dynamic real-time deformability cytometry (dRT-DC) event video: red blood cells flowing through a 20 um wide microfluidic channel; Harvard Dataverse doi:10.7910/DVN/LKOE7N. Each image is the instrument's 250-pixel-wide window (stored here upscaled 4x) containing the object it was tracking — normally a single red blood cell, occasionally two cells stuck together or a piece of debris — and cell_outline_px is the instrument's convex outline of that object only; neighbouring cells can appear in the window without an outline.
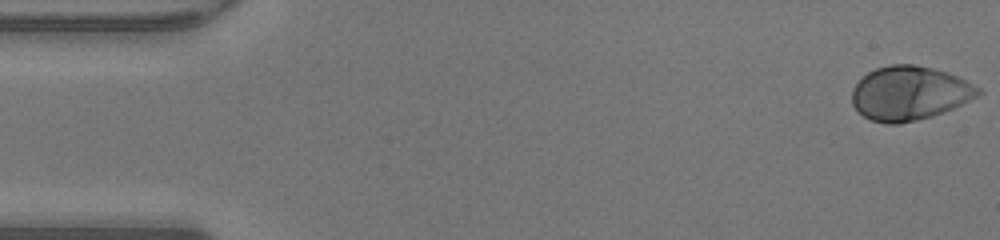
{"species": "human", "species_latin": "Homo sapiens", "temperature_condition": "warm", "stored_images_in_passage": 48, "camera_frame_rate_fps": 3000, "um_per_image_px": 0.085, "donor": {"sex": "male"}, "frame": {"image": 1, "passage_image": 1, "time_ms": 0.0, "image_size_px": [1000, 240], "cell_outline_px": [[980, 92], [976, 96], [944, 112], [932, 116], [900, 124], [888, 124], [872, 120], [864, 116], [852, 104], [852, 88], [868, 72], [876, 68], [892, 64], [912, 64], [932, 68], [948, 72], [980, 88]], "centroid_in_image_um": [77.27, 7.92], "position_along_channel_um": 7.7, "area_um2": 39.3}}
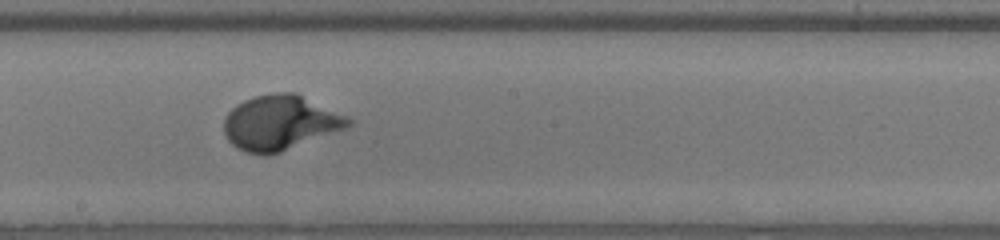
{"frame": {"image": 2, "passage_image": 26, "time_ms": 8.333, "image_size_px": [1000, 240], "cell_outline_px": [[352, 124], [348, 128], [280, 152], [268, 156], [264, 156], [248, 152], [236, 148], [228, 140], [224, 132], [224, 116], [236, 104], [244, 100], [256, 96], [276, 92], [296, 92], [348, 116], [352, 120]], "centroid_in_image_um": [23.83, 10.43], "position_along_channel_um": 224.4, "area_um2": 40.06}}
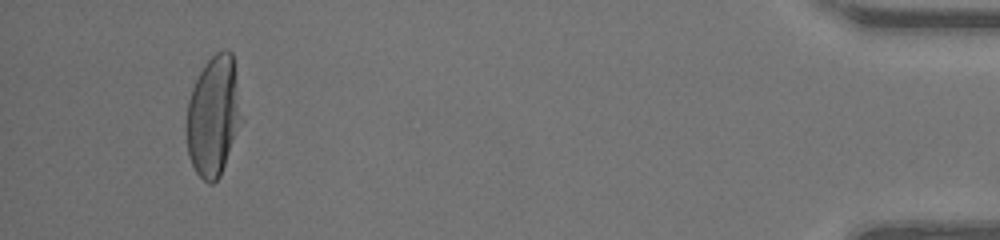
{"frame": {"image": 3, "passage_image": 45, "time_ms": 14.667, "image_size_px": [1000, 240], "cell_outline_px": [[244, 120], [220, 176], [212, 184], [208, 184], [196, 172], [188, 156], [188, 100], [192, 88], [204, 64], [216, 52], [224, 48], [228, 48], [232, 52]], "centroid_in_image_um": [18.19, 9.85], "position_along_channel_um": 417.0, "area_um2": 38.78}, "authors_computed_cell_mechanics": {"area_um2": 38.5815, "velocity_mm_per_s": 4.3023, "shape_relaxation_time_tau1_ms": 2.5281, "shape_relaxation_time_tau2_ms": null, "deformation_change_tau1": 0.1972, "deformation_change_tau2": null}}